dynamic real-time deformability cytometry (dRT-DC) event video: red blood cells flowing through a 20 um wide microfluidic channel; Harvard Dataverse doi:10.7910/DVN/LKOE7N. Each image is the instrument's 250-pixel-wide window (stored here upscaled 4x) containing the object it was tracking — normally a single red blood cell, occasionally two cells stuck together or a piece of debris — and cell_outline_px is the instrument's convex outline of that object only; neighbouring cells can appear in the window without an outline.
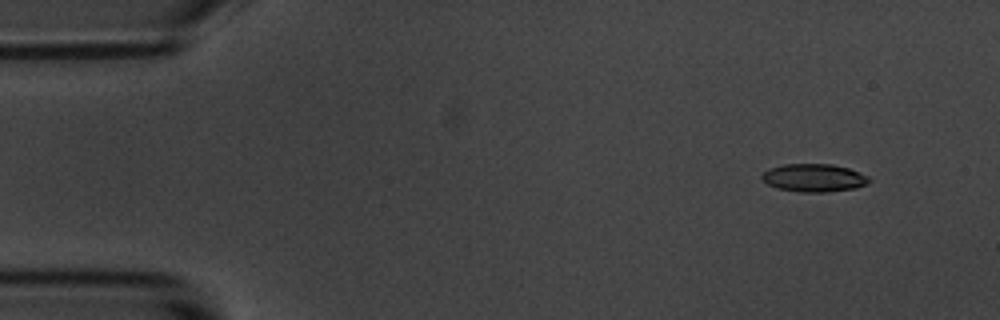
{"species": "common noctule bat (a hibernating species)", "species_latin": "Nyctalus noctula", "temperature_condition": "room temperature", "stored_images_in_passage": 7, "camera_frame_rate_fps": 3000, "um_per_image_px": 0.085, "animal": {"sex": "male", "body_mass_g": 20.1, "forearm_length_mm": 53.5}, "frame": {"image": 1, "passage_image": 2, "time_ms": 1.333, "image_size_px": [1000, 320], "cell_outline_px": [[872, 180], [868, 184], [856, 188], [828, 192], [800, 192], [776, 188], [768, 184], [760, 176], [768, 168], [784, 164], [832, 164], [848, 168], [860, 172], [868, 176]], "centroid_in_image_um": [69.21, 15.12], "position_along_channel_um": 15.8, "area_um2": 17.63}}
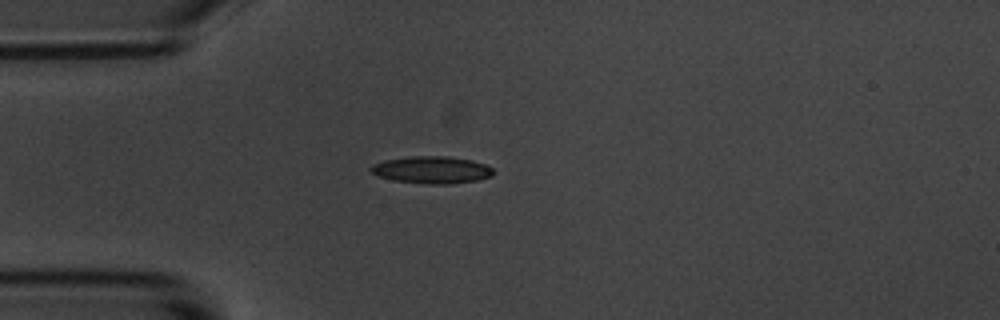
{"frame": {"image": 2, "passage_image": 5, "time_ms": 4.667, "image_size_px": [1000, 320], "cell_outline_px": [[496, 172], [492, 176], [476, 180], [452, 184], [428, 184], [392, 180], [380, 176], [372, 172], [368, 168], [372, 164], [384, 160], [408, 156], [448, 156], [472, 160], [484, 164], [492, 168]], "centroid_in_image_um": [36.71, 14.43], "position_along_channel_um": 48.3, "area_um2": 19.54}}